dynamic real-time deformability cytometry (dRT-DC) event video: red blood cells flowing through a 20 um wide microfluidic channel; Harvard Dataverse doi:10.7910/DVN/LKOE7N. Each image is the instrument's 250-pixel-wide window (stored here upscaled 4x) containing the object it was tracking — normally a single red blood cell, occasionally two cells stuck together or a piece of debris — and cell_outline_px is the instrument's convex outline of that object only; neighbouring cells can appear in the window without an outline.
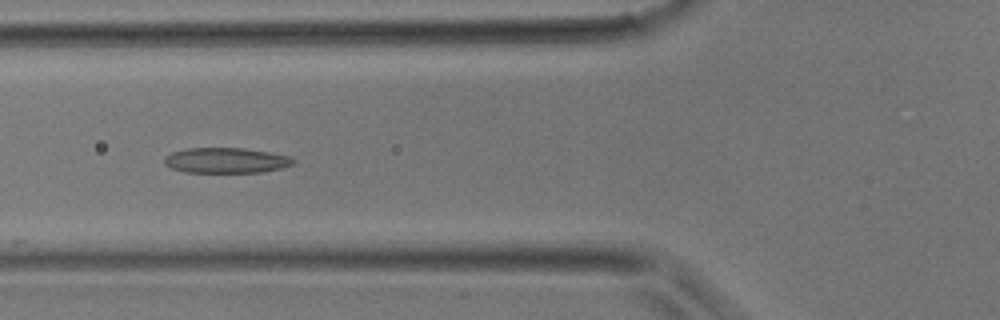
{"species": "common noctule bat (a hibernating species)", "species_latin": "Nyctalus noctula", "temperature_condition": "room temperature", "stored_images_in_passage": 39, "camera_frame_rate_fps": 3000, "um_per_image_px": 0.085, "animal": {"sex": "male", "body_mass_g": 17.9}, "frame": {"image": 1, "passage_image": 15, "time_ms": 4.667, "image_size_px": [1000, 320], "cell_outline_px": [[296, 160], [292, 164], [280, 168], [264, 172], [184, 172], [172, 168], [164, 164], [164, 156], [172, 152], [188, 148], [244, 148], [292, 156]], "centroid_in_image_um": [19.21, 13.63], "position_along_channel_um": 106.6, "area_um2": 19.07}}
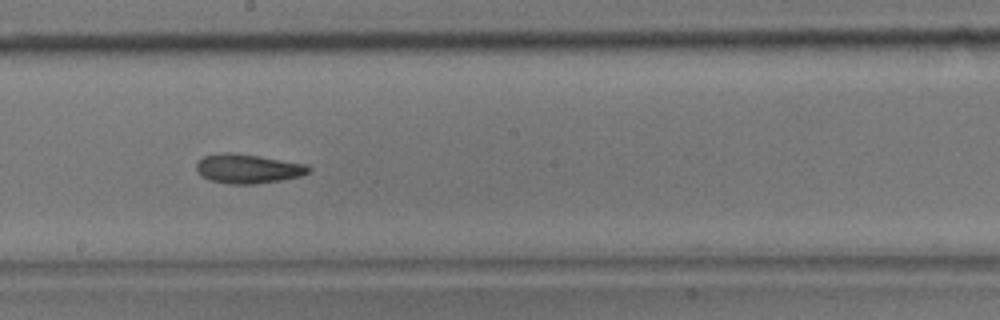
{"frame": {"image": 2, "passage_image": 22, "time_ms": 7.0, "image_size_px": [1000, 320], "cell_outline_px": [[312, 168], [308, 172], [300, 176], [280, 180], [256, 184], [228, 184], [208, 180], [200, 176], [196, 172], [196, 164], [204, 156], [224, 152], [232, 152], [260, 156], [308, 164]], "centroid_in_image_um": [21.05, 14.34], "position_along_channel_um": 227.1, "area_um2": 19.36}}
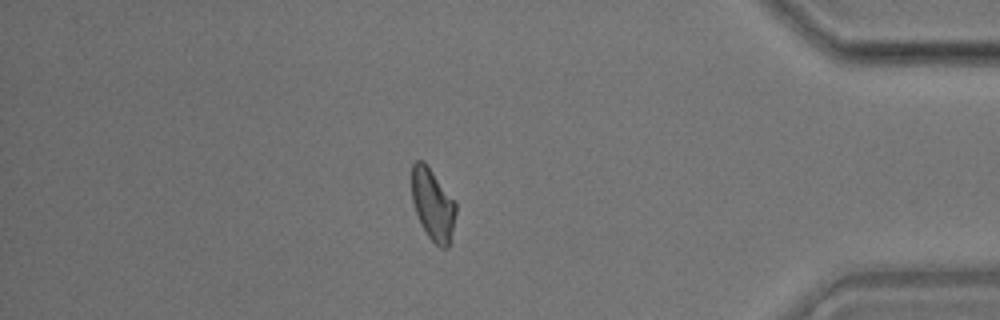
{"frame": {"image": 3, "passage_image": 34, "time_ms": 11.0, "image_size_px": [1000, 320], "cell_outline_px": [[456, 212], [448, 248], [440, 248], [428, 236], [416, 212], [412, 200], [412, 164], [416, 160], [424, 160], [456, 200]], "centroid_in_image_um": [36.8, 17.33], "position_along_channel_um": 398.4, "area_um2": 18.44}}